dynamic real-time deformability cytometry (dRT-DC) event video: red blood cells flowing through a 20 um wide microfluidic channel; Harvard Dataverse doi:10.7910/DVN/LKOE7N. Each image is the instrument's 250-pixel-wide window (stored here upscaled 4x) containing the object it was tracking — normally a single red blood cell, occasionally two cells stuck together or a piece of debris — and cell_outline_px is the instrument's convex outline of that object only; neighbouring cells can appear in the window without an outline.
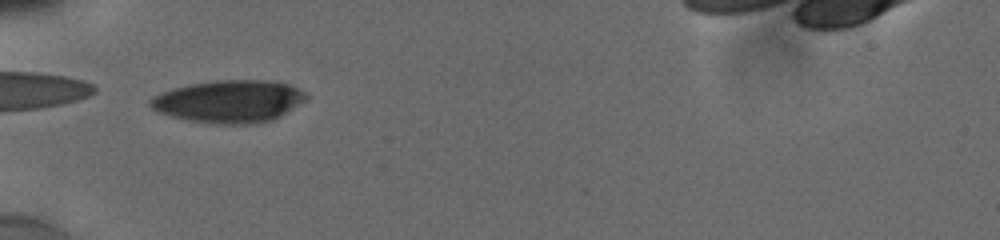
{"species": "human", "species_latin": "Homo sapiens", "temperature_condition": "cold", "stored_images_in_passage": 4, "camera_frame_rate_fps": 3000, "um_per_image_px": 0.085, "donor": {"sex": "male"}, "frame": {"image": 1, "passage_image": 1, "time_ms": 0.0, "image_size_px": [1000, 240], "cell_outline_px": [[308, 96], [304, 100], [280, 116], [272, 120], [248, 124], [212, 124], [188, 120], [172, 116], [160, 112], [152, 108], [148, 104], [148, 100], [164, 92], [176, 88], [192, 84], [220, 80], [264, 80], [288, 84], [304, 92]], "centroid_in_image_um": [19.47, 8.63], "position_along_channel_um": 65.5, "area_um2": 37.92}}
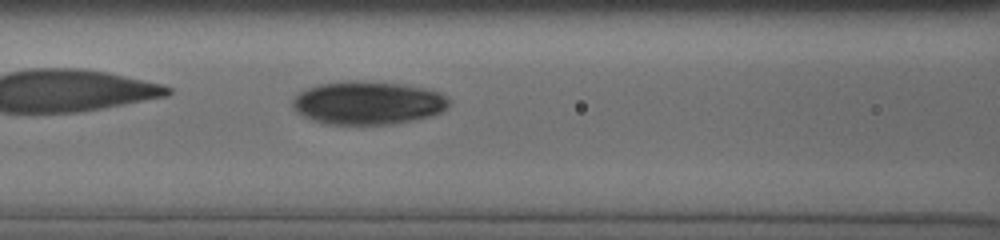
{"frame": {"image": 2, "passage_image": 4, "time_ms": 2.0, "image_size_px": [1000, 240], "cell_outline_px": [[452, 100], [448, 108], [432, 116], [388, 124], [328, 124], [312, 120], [296, 112], [292, 104], [292, 100], [300, 92], [308, 88], [320, 84], [348, 80], [404, 84], [424, 88], [440, 92], [448, 96]], "centroid_in_image_um": [31.31, 8.74], "position_along_channel_um": 135.3, "area_um2": 39.42}}